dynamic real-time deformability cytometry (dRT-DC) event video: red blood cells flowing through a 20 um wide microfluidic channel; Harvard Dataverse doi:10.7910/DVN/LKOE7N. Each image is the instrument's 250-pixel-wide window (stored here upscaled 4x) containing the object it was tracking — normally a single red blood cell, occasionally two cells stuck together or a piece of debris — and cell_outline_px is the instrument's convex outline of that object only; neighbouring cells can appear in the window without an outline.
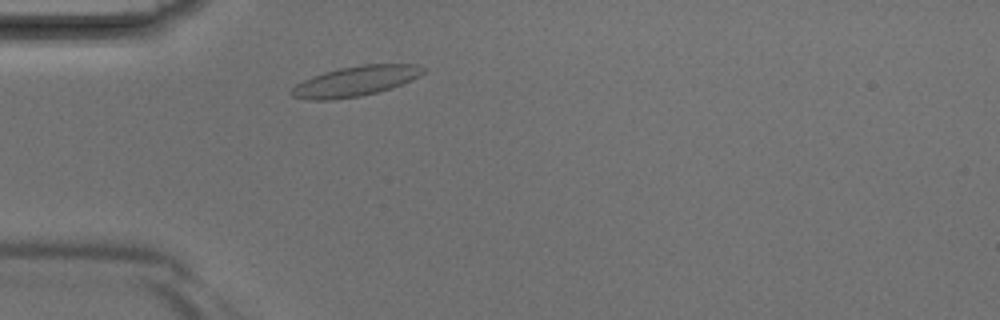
{"species": "Egyptian fruit bat (a non-hibernating species)", "species_latin": "Rousettus aegyptiacus", "temperature_condition": "room temperature", "stored_images_in_passage": 34, "camera_frame_rate_fps": 3000, "um_per_image_px": 0.085, "animal": {"sex": "male"}, "frame": {"image": 1, "passage_image": 4, "time_ms": 1.0, "image_size_px": [1000, 320], "cell_outline_px": [[428, 68], [424, 72], [392, 88], [360, 96], [328, 100], [312, 100], [292, 96], [288, 92], [296, 84], [312, 76], [324, 72], [340, 68], [364, 64], [416, 64]], "centroid_in_image_um": [30.18, 6.89], "position_along_channel_um": 54.8, "area_um2": 22.83}}
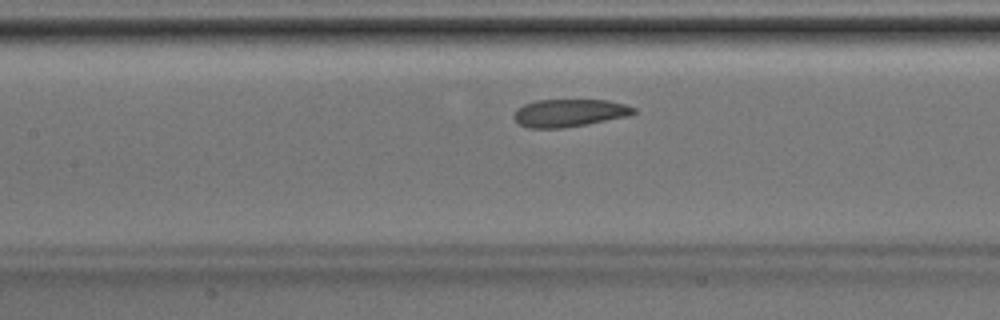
{"frame": {"image": 2, "passage_image": 11, "time_ms": 3.333, "image_size_px": [1000, 320], "cell_outline_px": [[636, 112], [628, 116], [584, 124], [560, 128], [528, 128], [516, 124], [512, 116], [516, 108], [524, 104], [536, 100], [608, 100], [624, 104], [636, 108]], "centroid_in_image_um": [48.32, 9.59], "position_along_channel_um": 159.1, "area_um2": 19.36}}
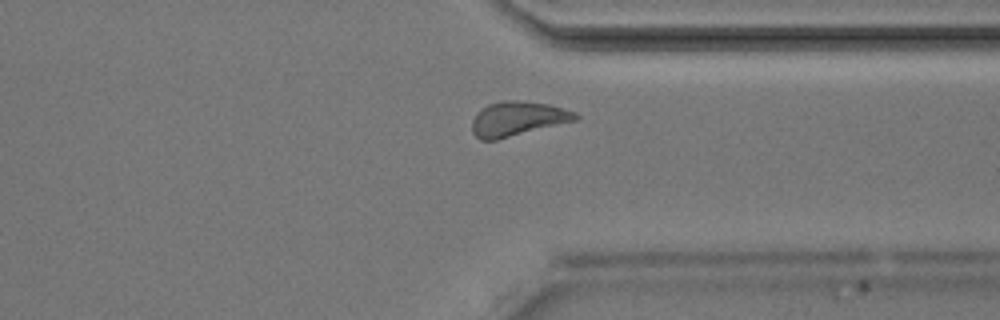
{"frame": {"image": 3, "passage_image": 24, "time_ms": 7.667, "image_size_px": [1000, 320], "cell_outline_px": [[580, 120], [496, 140], [480, 140], [472, 132], [472, 120], [476, 112], [488, 104], [500, 100], [516, 100], [548, 104], [576, 112], [580, 116]], "centroid_in_image_um": [44.01, 10.09], "position_along_channel_um": 367.4, "area_um2": 21.1}}